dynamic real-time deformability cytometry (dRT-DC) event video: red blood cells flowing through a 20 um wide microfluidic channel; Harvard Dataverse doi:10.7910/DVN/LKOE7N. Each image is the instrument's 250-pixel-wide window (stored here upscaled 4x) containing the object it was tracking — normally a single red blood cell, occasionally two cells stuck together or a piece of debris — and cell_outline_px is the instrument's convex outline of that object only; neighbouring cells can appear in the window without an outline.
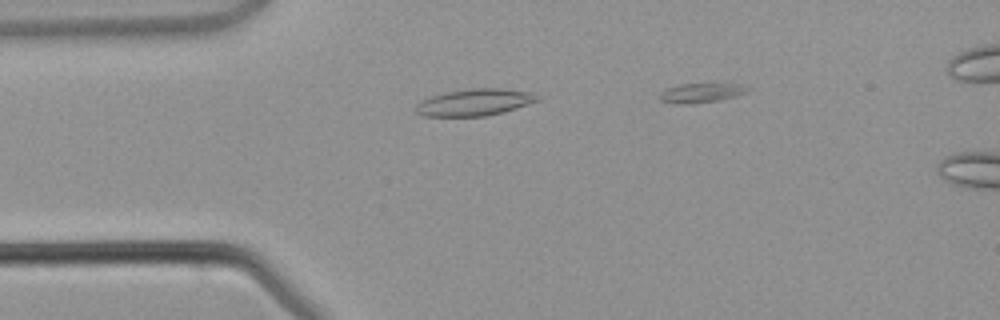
{"species": "common noctule bat (a hibernating species)", "species_latin": "Nyctalus noctula", "temperature_condition": "warm", "stored_images_in_passage": 2, "camera_frame_rate_fps": 3000, "um_per_image_px": 0.085, "animal": {"sex": "male", "body_mass_g": 21.5, "forearm_length_mm": 52.0}, "frame": {"image": 1, "passage_image": 1, "time_ms": 0.0, "image_size_px": [1000, 320], "cell_outline_px": [[540, 100], [504, 112], [484, 116], [424, 116], [416, 112], [416, 104], [420, 100], [432, 96], [448, 92], [472, 88], [500, 88], [536, 92]], "centroid_in_image_um": [40.38, 8.69], "position_along_channel_um": 44.6, "area_um2": 19.02}}